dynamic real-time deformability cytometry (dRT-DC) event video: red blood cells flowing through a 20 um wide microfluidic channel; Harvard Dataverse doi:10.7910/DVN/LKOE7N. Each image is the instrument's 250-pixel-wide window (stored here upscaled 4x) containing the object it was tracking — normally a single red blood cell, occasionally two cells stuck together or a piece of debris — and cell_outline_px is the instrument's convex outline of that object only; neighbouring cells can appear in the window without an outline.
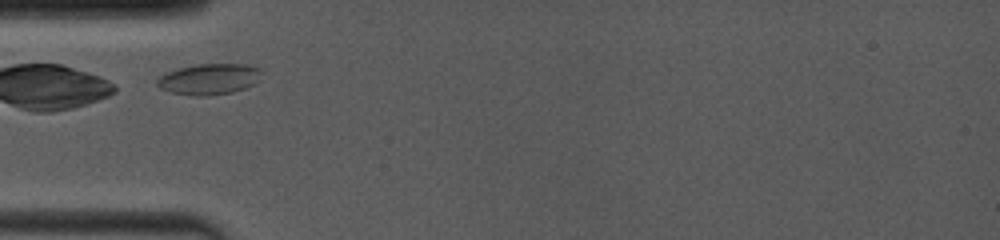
{"species": "common noctule bat (a hibernating species)", "species_latin": "Nyctalus noctula", "temperature_condition": "room temperature", "stored_images_in_passage": 16, "camera_frame_rate_fps": 4000, "um_per_image_px": 0.085, "animal": {"sex": "female", "body_mass_g": 19.0, "forearm_length_mm": 53.3}, "frame": {"image": 1, "passage_image": 1, "time_ms": 0.0, "image_size_px": [1000, 240], "cell_outline_px": [[260, 80], [256, 84], [232, 92], [204, 96], [192, 96], [172, 92], [160, 88], [156, 84], [156, 80], [160, 76], [176, 68], [196, 64], [244, 64], [260, 68]], "centroid_in_image_um": [17.78, 6.72], "position_along_channel_um": 67.2, "area_um2": 18.9}}
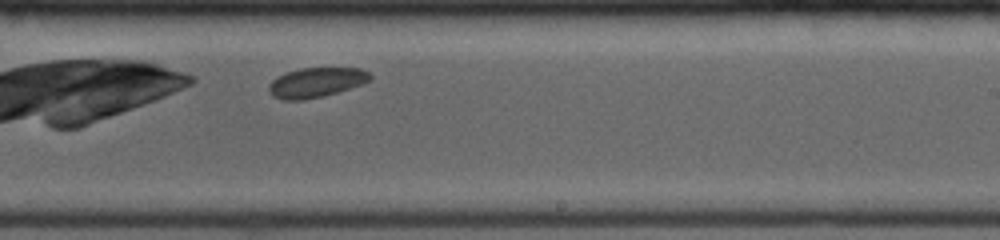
{"frame": {"image": 2, "passage_image": 11, "time_ms": 5.0, "image_size_px": [1000, 240], "cell_outline_px": [[372, 76], [368, 80], [360, 84], [336, 92], [304, 100], [284, 100], [272, 96], [268, 92], [268, 84], [276, 76], [300, 68], [360, 68], [368, 72]], "centroid_in_image_um": [26.79, 7.0], "position_along_channel_um": 262.2, "area_um2": 17.34}}
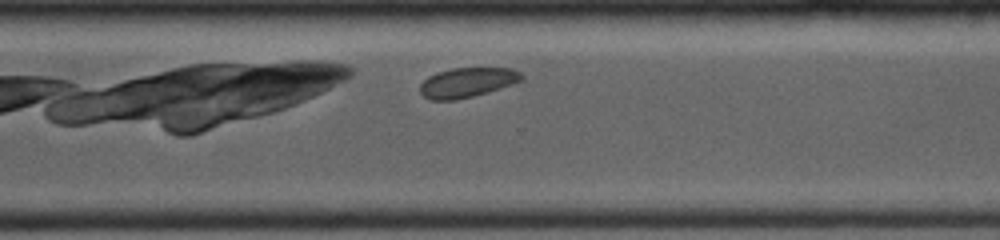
{"frame": {"image": 3, "passage_image": 14, "time_ms": 6.75, "image_size_px": [1000, 240], "cell_outline_px": [[524, 80], [488, 92], [456, 100], [428, 100], [420, 92], [420, 84], [428, 76], [436, 72], [452, 68], [512, 68], [520, 72], [524, 76]], "centroid_in_image_um": [39.71, 7.01], "position_along_channel_um": 330.9, "area_um2": 17.69}}